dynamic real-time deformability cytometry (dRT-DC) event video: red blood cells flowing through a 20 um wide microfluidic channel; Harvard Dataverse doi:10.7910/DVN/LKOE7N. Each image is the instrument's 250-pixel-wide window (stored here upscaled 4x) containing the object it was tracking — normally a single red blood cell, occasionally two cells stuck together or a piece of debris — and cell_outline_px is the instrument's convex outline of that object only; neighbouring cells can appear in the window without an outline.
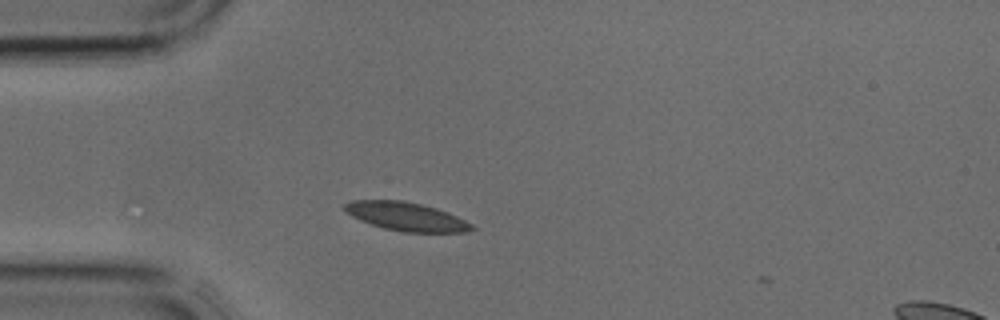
{"species": "common noctule bat (a hibernating species)", "species_latin": "Nyctalus noctula", "temperature_condition": "cold", "stored_images_in_passage": 29, "camera_frame_rate_fps": 3000, "um_per_image_px": 0.085, "animal": {"sex": "male", "body_mass_g": 17.9, "forearm_length_mm": 54.2}, "frame": {"image": 1, "passage_image": 1, "time_ms": 0.0, "image_size_px": [1000, 320], "cell_outline_px": [[476, 228], [468, 232], [404, 232], [384, 228], [360, 220], [352, 216], [344, 208], [344, 204], [352, 200], [404, 200], [436, 208], [456, 216], [472, 224]], "centroid_in_image_um": [34.54, 18.4], "position_along_channel_um": 50.5, "area_um2": 20.92}}
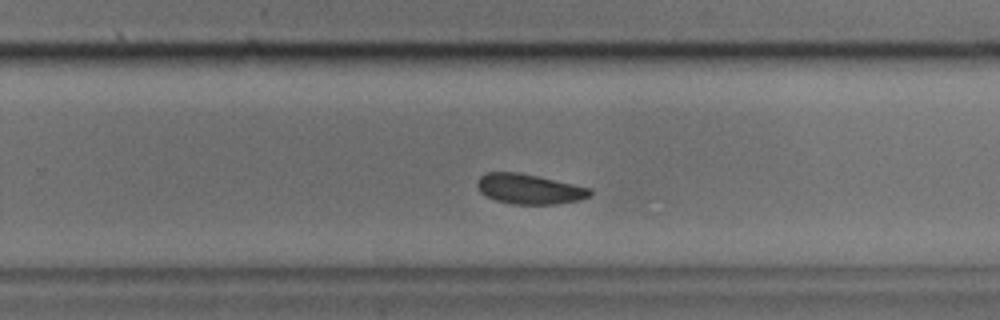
{"frame": {"image": 2, "passage_image": 16, "time_ms": 5.0, "image_size_px": [1000, 320], "cell_outline_px": [[592, 192], [588, 196], [580, 200], [556, 204], [512, 204], [496, 200], [480, 192], [476, 184], [476, 180], [480, 176], [488, 172], [516, 172], [536, 176], [592, 188]], "centroid_in_image_um": [44.97, 16.07], "position_along_channel_um": 284.8, "area_um2": 19.59}}
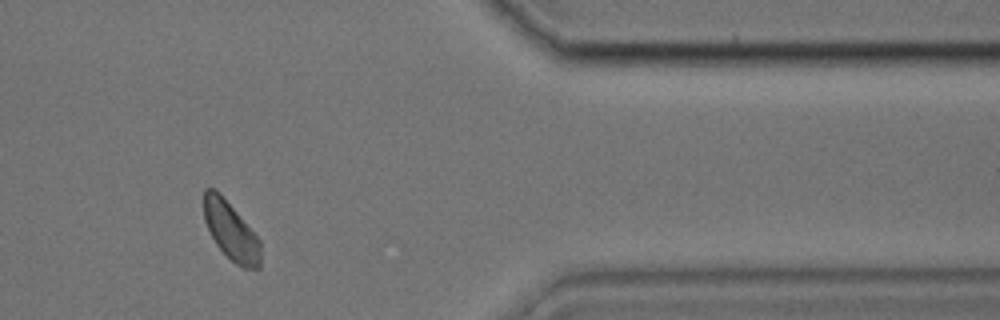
{"frame": {"image": 3, "passage_image": 24, "time_ms": 7.667, "image_size_px": [1000, 320], "cell_outline_px": [[260, 268], [244, 268], [236, 264], [216, 244], [204, 220], [204, 188], [216, 188], [220, 192], [260, 240]], "centroid_in_image_um": [19.62, 19.6], "position_along_channel_um": 391.8, "area_um2": 18.96}}